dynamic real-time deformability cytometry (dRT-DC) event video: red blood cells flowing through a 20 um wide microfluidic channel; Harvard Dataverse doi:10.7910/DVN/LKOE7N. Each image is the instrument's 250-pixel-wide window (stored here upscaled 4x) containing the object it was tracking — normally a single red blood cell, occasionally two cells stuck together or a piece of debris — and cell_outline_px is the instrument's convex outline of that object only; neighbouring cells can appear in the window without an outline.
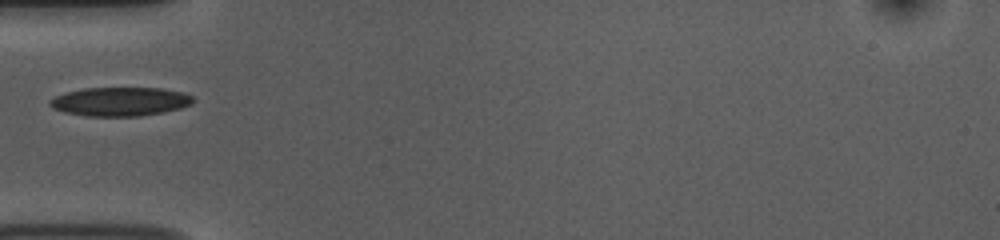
{"species": "common noctule bat (a hibernating species)", "species_latin": "Nyctalus noctula", "temperature_condition": "room temperature", "stored_images_in_passage": 22, "camera_frame_rate_fps": 3000, "um_per_image_px": 0.085, "animal": {"sex": "female", "body_mass_g": 10.0, "forearm_length_mm": 53.1}, "frame": {"image": 1, "passage_image": 1, "time_ms": 0.0, "image_size_px": [1000, 240], "cell_outline_px": [[192, 104], [180, 108], [164, 112], [140, 116], [88, 116], [64, 112], [52, 108], [48, 104], [48, 100], [64, 92], [84, 88], [160, 88], [180, 92], [192, 96]], "centroid_in_image_um": [10.16, 8.63], "position_along_channel_um": 74.8, "area_um2": 24.04}}
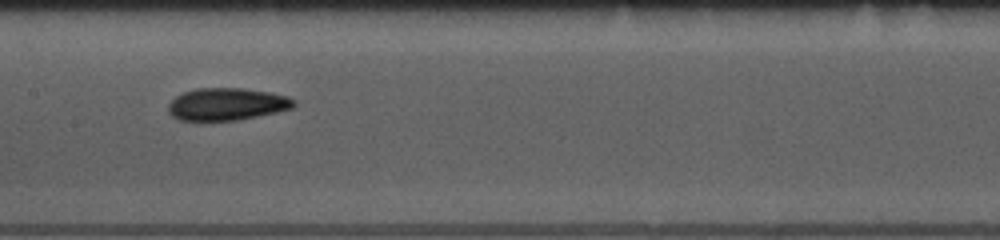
{"frame": {"image": 2, "passage_image": 10, "time_ms": 3.0, "image_size_px": [1000, 240], "cell_outline_px": [[296, 104], [292, 108], [276, 112], [236, 120], [176, 120], [168, 112], [168, 104], [176, 96], [184, 92], [196, 88], [244, 88], [268, 92], [288, 96], [296, 100]], "centroid_in_image_um": [19.27, 8.85], "position_along_channel_um": 188.1, "area_um2": 23.64}}
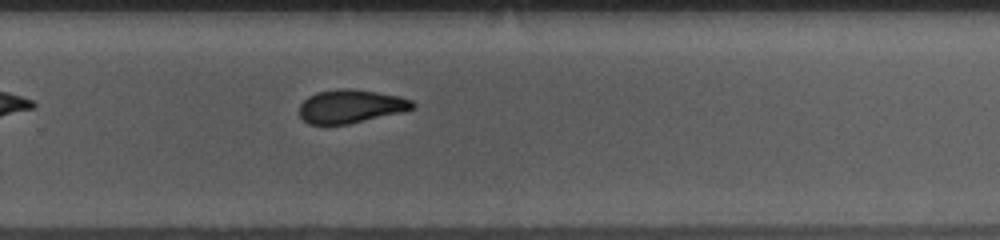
{"frame": {"image": 3, "passage_image": 19, "time_ms": 6.0, "image_size_px": [1000, 240], "cell_outline_px": [[416, 108], [400, 112], [348, 124], [308, 124], [300, 116], [300, 104], [308, 96], [316, 92], [336, 88], [348, 88], [376, 92], [400, 96], [412, 100], [416, 104]], "centroid_in_image_um": [29.81, 9.02], "position_along_channel_um": 300.0, "area_um2": 22.02}}